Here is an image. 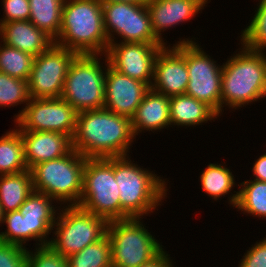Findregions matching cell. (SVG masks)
<instances>
[{
	"instance_id": "f1b7e54d",
	"label": "cell",
	"mask_w": 266,
	"mask_h": 267,
	"mask_svg": "<svg viewBox=\"0 0 266 267\" xmlns=\"http://www.w3.org/2000/svg\"><path fill=\"white\" fill-rule=\"evenodd\" d=\"M2 44L0 43V72L28 81L35 57L17 48Z\"/></svg>"
},
{
	"instance_id": "6da1fadb",
	"label": "cell",
	"mask_w": 266,
	"mask_h": 267,
	"mask_svg": "<svg viewBox=\"0 0 266 267\" xmlns=\"http://www.w3.org/2000/svg\"><path fill=\"white\" fill-rule=\"evenodd\" d=\"M136 139L129 117L105 108L78 112L72 146L85 158L127 156Z\"/></svg>"
},
{
	"instance_id": "d590c367",
	"label": "cell",
	"mask_w": 266,
	"mask_h": 267,
	"mask_svg": "<svg viewBox=\"0 0 266 267\" xmlns=\"http://www.w3.org/2000/svg\"><path fill=\"white\" fill-rule=\"evenodd\" d=\"M251 246L240 259L238 267H266V238Z\"/></svg>"
},
{
	"instance_id": "7402d4cb",
	"label": "cell",
	"mask_w": 266,
	"mask_h": 267,
	"mask_svg": "<svg viewBox=\"0 0 266 267\" xmlns=\"http://www.w3.org/2000/svg\"><path fill=\"white\" fill-rule=\"evenodd\" d=\"M171 127H196L207 123L220 115L205 102L199 101L190 95L181 94L170 97L169 102Z\"/></svg>"
},
{
	"instance_id": "8d00e7d4",
	"label": "cell",
	"mask_w": 266,
	"mask_h": 267,
	"mask_svg": "<svg viewBox=\"0 0 266 267\" xmlns=\"http://www.w3.org/2000/svg\"><path fill=\"white\" fill-rule=\"evenodd\" d=\"M172 262L173 259H171L170 255L163 249L155 258L139 267H174Z\"/></svg>"
},
{
	"instance_id": "5bb4252c",
	"label": "cell",
	"mask_w": 266,
	"mask_h": 267,
	"mask_svg": "<svg viewBox=\"0 0 266 267\" xmlns=\"http://www.w3.org/2000/svg\"><path fill=\"white\" fill-rule=\"evenodd\" d=\"M163 46L165 45L114 42L109 44L106 56L115 70L151 87L155 58Z\"/></svg>"
},
{
	"instance_id": "2e32d148",
	"label": "cell",
	"mask_w": 266,
	"mask_h": 267,
	"mask_svg": "<svg viewBox=\"0 0 266 267\" xmlns=\"http://www.w3.org/2000/svg\"><path fill=\"white\" fill-rule=\"evenodd\" d=\"M150 88L148 84L115 70L108 62L104 108L131 119Z\"/></svg>"
},
{
	"instance_id": "ab89813d",
	"label": "cell",
	"mask_w": 266,
	"mask_h": 267,
	"mask_svg": "<svg viewBox=\"0 0 266 267\" xmlns=\"http://www.w3.org/2000/svg\"><path fill=\"white\" fill-rule=\"evenodd\" d=\"M3 217H4V213L2 211V207L0 205V223L2 224L3 223Z\"/></svg>"
},
{
	"instance_id": "5b68a950",
	"label": "cell",
	"mask_w": 266,
	"mask_h": 267,
	"mask_svg": "<svg viewBox=\"0 0 266 267\" xmlns=\"http://www.w3.org/2000/svg\"><path fill=\"white\" fill-rule=\"evenodd\" d=\"M86 159L73 149L63 157L38 163L30 169L33 189L53 198L60 207L78 206Z\"/></svg>"
},
{
	"instance_id": "8992f818",
	"label": "cell",
	"mask_w": 266,
	"mask_h": 267,
	"mask_svg": "<svg viewBox=\"0 0 266 267\" xmlns=\"http://www.w3.org/2000/svg\"><path fill=\"white\" fill-rule=\"evenodd\" d=\"M107 66L106 54L77 55L68 69L61 98L77 112L104 108Z\"/></svg>"
},
{
	"instance_id": "4316f807",
	"label": "cell",
	"mask_w": 266,
	"mask_h": 267,
	"mask_svg": "<svg viewBox=\"0 0 266 267\" xmlns=\"http://www.w3.org/2000/svg\"><path fill=\"white\" fill-rule=\"evenodd\" d=\"M237 187L239 198L235 208L259 220L266 219V181L246 180Z\"/></svg>"
},
{
	"instance_id": "cb8c5ba5",
	"label": "cell",
	"mask_w": 266,
	"mask_h": 267,
	"mask_svg": "<svg viewBox=\"0 0 266 267\" xmlns=\"http://www.w3.org/2000/svg\"><path fill=\"white\" fill-rule=\"evenodd\" d=\"M33 191L30 170L0 175V205L3 213L19 210Z\"/></svg>"
},
{
	"instance_id": "7c38bea8",
	"label": "cell",
	"mask_w": 266,
	"mask_h": 267,
	"mask_svg": "<svg viewBox=\"0 0 266 267\" xmlns=\"http://www.w3.org/2000/svg\"><path fill=\"white\" fill-rule=\"evenodd\" d=\"M23 107L13 120L19 131L58 132L73 138L78 112L64 99L30 98Z\"/></svg>"
},
{
	"instance_id": "ac0fdd59",
	"label": "cell",
	"mask_w": 266,
	"mask_h": 267,
	"mask_svg": "<svg viewBox=\"0 0 266 267\" xmlns=\"http://www.w3.org/2000/svg\"><path fill=\"white\" fill-rule=\"evenodd\" d=\"M209 2V0H148L146 5L155 36L163 44L168 45L163 40V32L193 19Z\"/></svg>"
},
{
	"instance_id": "d6a6232c",
	"label": "cell",
	"mask_w": 266,
	"mask_h": 267,
	"mask_svg": "<svg viewBox=\"0 0 266 267\" xmlns=\"http://www.w3.org/2000/svg\"><path fill=\"white\" fill-rule=\"evenodd\" d=\"M35 247L33 250L27 248V267H68L67 258L50 245Z\"/></svg>"
},
{
	"instance_id": "9a60e30c",
	"label": "cell",
	"mask_w": 266,
	"mask_h": 267,
	"mask_svg": "<svg viewBox=\"0 0 266 267\" xmlns=\"http://www.w3.org/2000/svg\"><path fill=\"white\" fill-rule=\"evenodd\" d=\"M188 82L186 43L163 46L155 58L151 89L172 97L185 94Z\"/></svg>"
},
{
	"instance_id": "4dcf8cb0",
	"label": "cell",
	"mask_w": 266,
	"mask_h": 267,
	"mask_svg": "<svg viewBox=\"0 0 266 267\" xmlns=\"http://www.w3.org/2000/svg\"><path fill=\"white\" fill-rule=\"evenodd\" d=\"M28 81L0 72V107H14L29 103Z\"/></svg>"
},
{
	"instance_id": "8fae6325",
	"label": "cell",
	"mask_w": 266,
	"mask_h": 267,
	"mask_svg": "<svg viewBox=\"0 0 266 267\" xmlns=\"http://www.w3.org/2000/svg\"><path fill=\"white\" fill-rule=\"evenodd\" d=\"M194 40L196 38H181L175 43H186V66L189 73L186 94L205 102L221 116L223 64L219 66Z\"/></svg>"
},
{
	"instance_id": "484cf974",
	"label": "cell",
	"mask_w": 266,
	"mask_h": 267,
	"mask_svg": "<svg viewBox=\"0 0 266 267\" xmlns=\"http://www.w3.org/2000/svg\"><path fill=\"white\" fill-rule=\"evenodd\" d=\"M29 170L24 157L23 141L17 128L0 137V175Z\"/></svg>"
},
{
	"instance_id": "277c9868",
	"label": "cell",
	"mask_w": 266,
	"mask_h": 267,
	"mask_svg": "<svg viewBox=\"0 0 266 267\" xmlns=\"http://www.w3.org/2000/svg\"><path fill=\"white\" fill-rule=\"evenodd\" d=\"M54 43L78 55H105L109 42L99 0H64L60 33Z\"/></svg>"
},
{
	"instance_id": "52a82bcc",
	"label": "cell",
	"mask_w": 266,
	"mask_h": 267,
	"mask_svg": "<svg viewBox=\"0 0 266 267\" xmlns=\"http://www.w3.org/2000/svg\"><path fill=\"white\" fill-rule=\"evenodd\" d=\"M143 218L108 222L106 235L111 244L112 267H139L155 258L164 246L148 232Z\"/></svg>"
},
{
	"instance_id": "83f0119b",
	"label": "cell",
	"mask_w": 266,
	"mask_h": 267,
	"mask_svg": "<svg viewBox=\"0 0 266 267\" xmlns=\"http://www.w3.org/2000/svg\"><path fill=\"white\" fill-rule=\"evenodd\" d=\"M68 267H112L111 244L107 235L67 258Z\"/></svg>"
},
{
	"instance_id": "f35d334b",
	"label": "cell",
	"mask_w": 266,
	"mask_h": 267,
	"mask_svg": "<svg viewBox=\"0 0 266 267\" xmlns=\"http://www.w3.org/2000/svg\"><path fill=\"white\" fill-rule=\"evenodd\" d=\"M148 0H99L101 4L111 3V2H123V3H132V4H145Z\"/></svg>"
},
{
	"instance_id": "9c48e42d",
	"label": "cell",
	"mask_w": 266,
	"mask_h": 267,
	"mask_svg": "<svg viewBox=\"0 0 266 267\" xmlns=\"http://www.w3.org/2000/svg\"><path fill=\"white\" fill-rule=\"evenodd\" d=\"M61 209L49 244L58 254L68 258L106 235L108 222L104 218L79 206H63Z\"/></svg>"
},
{
	"instance_id": "836d02e7",
	"label": "cell",
	"mask_w": 266,
	"mask_h": 267,
	"mask_svg": "<svg viewBox=\"0 0 266 267\" xmlns=\"http://www.w3.org/2000/svg\"><path fill=\"white\" fill-rule=\"evenodd\" d=\"M0 267H27V248L0 241Z\"/></svg>"
},
{
	"instance_id": "e575fe53",
	"label": "cell",
	"mask_w": 266,
	"mask_h": 267,
	"mask_svg": "<svg viewBox=\"0 0 266 267\" xmlns=\"http://www.w3.org/2000/svg\"><path fill=\"white\" fill-rule=\"evenodd\" d=\"M3 18L0 23L12 21H25L30 17V2L29 0H2Z\"/></svg>"
},
{
	"instance_id": "d4e9b609",
	"label": "cell",
	"mask_w": 266,
	"mask_h": 267,
	"mask_svg": "<svg viewBox=\"0 0 266 267\" xmlns=\"http://www.w3.org/2000/svg\"><path fill=\"white\" fill-rule=\"evenodd\" d=\"M29 2V21L55 41L60 33L64 0H29Z\"/></svg>"
},
{
	"instance_id": "74e56055",
	"label": "cell",
	"mask_w": 266,
	"mask_h": 267,
	"mask_svg": "<svg viewBox=\"0 0 266 267\" xmlns=\"http://www.w3.org/2000/svg\"><path fill=\"white\" fill-rule=\"evenodd\" d=\"M254 180L266 181V153L259 156L252 165Z\"/></svg>"
},
{
	"instance_id": "1f68e13d",
	"label": "cell",
	"mask_w": 266,
	"mask_h": 267,
	"mask_svg": "<svg viewBox=\"0 0 266 267\" xmlns=\"http://www.w3.org/2000/svg\"><path fill=\"white\" fill-rule=\"evenodd\" d=\"M4 224H6L7 228L4 232H0V241L25 247L27 244V223L25 216L19 210L4 213Z\"/></svg>"
},
{
	"instance_id": "603a6c76",
	"label": "cell",
	"mask_w": 266,
	"mask_h": 267,
	"mask_svg": "<svg viewBox=\"0 0 266 267\" xmlns=\"http://www.w3.org/2000/svg\"><path fill=\"white\" fill-rule=\"evenodd\" d=\"M201 173L200 182L203 193L208 194V197H212L214 201L231 193L227 202L234 209L238 202L239 191H234V194L231 192L237 185L232 171L224 164L210 163Z\"/></svg>"
},
{
	"instance_id": "44dd1931",
	"label": "cell",
	"mask_w": 266,
	"mask_h": 267,
	"mask_svg": "<svg viewBox=\"0 0 266 267\" xmlns=\"http://www.w3.org/2000/svg\"><path fill=\"white\" fill-rule=\"evenodd\" d=\"M169 102L170 97L150 88L137 107L135 115L131 118L135 137L144 130L154 133L171 127Z\"/></svg>"
},
{
	"instance_id": "7a4b0ae2",
	"label": "cell",
	"mask_w": 266,
	"mask_h": 267,
	"mask_svg": "<svg viewBox=\"0 0 266 267\" xmlns=\"http://www.w3.org/2000/svg\"><path fill=\"white\" fill-rule=\"evenodd\" d=\"M130 155L114 157V176L118 184L120 220L142 218L155 212L167 197V179L143 168ZM163 200V201H162Z\"/></svg>"
},
{
	"instance_id": "3957f363",
	"label": "cell",
	"mask_w": 266,
	"mask_h": 267,
	"mask_svg": "<svg viewBox=\"0 0 266 267\" xmlns=\"http://www.w3.org/2000/svg\"><path fill=\"white\" fill-rule=\"evenodd\" d=\"M222 67L221 115L266 98V54L241 45ZM223 111V112H222Z\"/></svg>"
},
{
	"instance_id": "30bf717a",
	"label": "cell",
	"mask_w": 266,
	"mask_h": 267,
	"mask_svg": "<svg viewBox=\"0 0 266 267\" xmlns=\"http://www.w3.org/2000/svg\"><path fill=\"white\" fill-rule=\"evenodd\" d=\"M104 29L108 42L163 44L154 34L150 13L145 4L123 2L103 3ZM116 35V36H115Z\"/></svg>"
},
{
	"instance_id": "e0dca14e",
	"label": "cell",
	"mask_w": 266,
	"mask_h": 267,
	"mask_svg": "<svg viewBox=\"0 0 266 267\" xmlns=\"http://www.w3.org/2000/svg\"><path fill=\"white\" fill-rule=\"evenodd\" d=\"M55 202L53 198L34 190L20 206L19 211L27 223V242L33 240L37 247L50 244L51 238L48 236L53 231L60 208L53 205Z\"/></svg>"
},
{
	"instance_id": "f546056e",
	"label": "cell",
	"mask_w": 266,
	"mask_h": 267,
	"mask_svg": "<svg viewBox=\"0 0 266 267\" xmlns=\"http://www.w3.org/2000/svg\"><path fill=\"white\" fill-rule=\"evenodd\" d=\"M255 15L241 31V45L252 51L266 50V0H258Z\"/></svg>"
},
{
	"instance_id": "d6986e66",
	"label": "cell",
	"mask_w": 266,
	"mask_h": 267,
	"mask_svg": "<svg viewBox=\"0 0 266 267\" xmlns=\"http://www.w3.org/2000/svg\"><path fill=\"white\" fill-rule=\"evenodd\" d=\"M19 132L29 170L38 163L63 157L73 150L72 138L68 135L50 131Z\"/></svg>"
},
{
	"instance_id": "ba28073f",
	"label": "cell",
	"mask_w": 266,
	"mask_h": 267,
	"mask_svg": "<svg viewBox=\"0 0 266 267\" xmlns=\"http://www.w3.org/2000/svg\"><path fill=\"white\" fill-rule=\"evenodd\" d=\"M78 206L104 218L107 222L120 220V199L114 176V157L86 159L83 191Z\"/></svg>"
},
{
	"instance_id": "4fadbf2b",
	"label": "cell",
	"mask_w": 266,
	"mask_h": 267,
	"mask_svg": "<svg viewBox=\"0 0 266 267\" xmlns=\"http://www.w3.org/2000/svg\"><path fill=\"white\" fill-rule=\"evenodd\" d=\"M77 55L54 43L36 56L28 79L30 98H61L68 69Z\"/></svg>"
},
{
	"instance_id": "ffe728a7",
	"label": "cell",
	"mask_w": 266,
	"mask_h": 267,
	"mask_svg": "<svg viewBox=\"0 0 266 267\" xmlns=\"http://www.w3.org/2000/svg\"><path fill=\"white\" fill-rule=\"evenodd\" d=\"M0 42L34 57L47 51L54 40L29 20L0 23Z\"/></svg>"
}]
</instances>
